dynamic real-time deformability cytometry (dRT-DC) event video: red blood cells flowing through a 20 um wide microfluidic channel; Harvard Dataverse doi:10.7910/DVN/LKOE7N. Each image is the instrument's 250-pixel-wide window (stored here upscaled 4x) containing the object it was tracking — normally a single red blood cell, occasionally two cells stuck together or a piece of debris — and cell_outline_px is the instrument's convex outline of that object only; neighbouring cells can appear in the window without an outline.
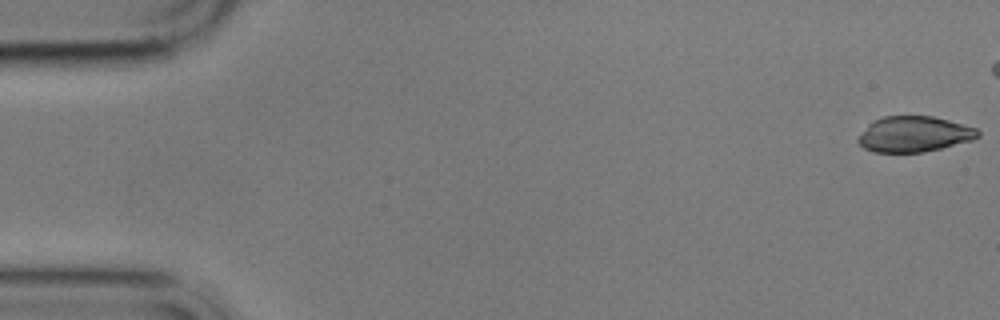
{"species": "common noctule bat (a hibernating species)", "species_latin": "Nyctalus noctula", "temperature_condition": "cold", "stored_images_in_passage": 6, "camera_frame_rate_fps": 3000, "um_per_image_px": 0.085, "animal": {"sex": "male", "body_mass_g": 17.9}, "frame": {"image": 1, "passage_image": 1, "time_ms": 0.0, "image_size_px": [1000, 320], "cell_outline_px": [[980, 136], [972, 140], [924, 152], [872, 152], [864, 148], [856, 140], [868, 124], [872, 120], [884, 116], [932, 116], [948, 120], [976, 128], [980, 132]], "centroid_in_image_um": [77.68, 11.4], "position_along_channel_um": 7.3, "area_um2": 24.8}}